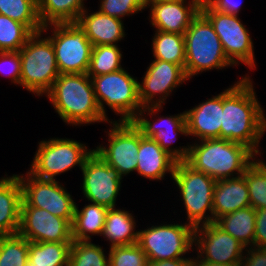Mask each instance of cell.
I'll list each match as a JSON object with an SVG mask.
<instances>
[{
	"instance_id": "obj_33",
	"label": "cell",
	"mask_w": 266,
	"mask_h": 266,
	"mask_svg": "<svg viewBox=\"0 0 266 266\" xmlns=\"http://www.w3.org/2000/svg\"><path fill=\"white\" fill-rule=\"evenodd\" d=\"M250 198V206L255 210L266 208V162L255 159L243 174Z\"/></svg>"
},
{
	"instance_id": "obj_21",
	"label": "cell",
	"mask_w": 266,
	"mask_h": 266,
	"mask_svg": "<svg viewBox=\"0 0 266 266\" xmlns=\"http://www.w3.org/2000/svg\"><path fill=\"white\" fill-rule=\"evenodd\" d=\"M77 23L85 31L92 46L118 45V41L124 40L126 35L121 19L103 14L100 11L88 13L85 8Z\"/></svg>"
},
{
	"instance_id": "obj_24",
	"label": "cell",
	"mask_w": 266,
	"mask_h": 266,
	"mask_svg": "<svg viewBox=\"0 0 266 266\" xmlns=\"http://www.w3.org/2000/svg\"><path fill=\"white\" fill-rule=\"evenodd\" d=\"M22 187L17 174L0 179V236L15 235L20 226Z\"/></svg>"
},
{
	"instance_id": "obj_36",
	"label": "cell",
	"mask_w": 266,
	"mask_h": 266,
	"mask_svg": "<svg viewBox=\"0 0 266 266\" xmlns=\"http://www.w3.org/2000/svg\"><path fill=\"white\" fill-rule=\"evenodd\" d=\"M29 241L18 233L0 236V266H26Z\"/></svg>"
},
{
	"instance_id": "obj_26",
	"label": "cell",
	"mask_w": 266,
	"mask_h": 266,
	"mask_svg": "<svg viewBox=\"0 0 266 266\" xmlns=\"http://www.w3.org/2000/svg\"><path fill=\"white\" fill-rule=\"evenodd\" d=\"M108 210L109 208L92 202L80 210L76 204L71 224L73 241H91L92 235L101 236Z\"/></svg>"
},
{
	"instance_id": "obj_9",
	"label": "cell",
	"mask_w": 266,
	"mask_h": 266,
	"mask_svg": "<svg viewBox=\"0 0 266 266\" xmlns=\"http://www.w3.org/2000/svg\"><path fill=\"white\" fill-rule=\"evenodd\" d=\"M49 29H52L53 35L48 37L55 51L59 73H87L93 46L85 31L77 22L48 24L42 31L45 33Z\"/></svg>"
},
{
	"instance_id": "obj_39",
	"label": "cell",
	"mask_w": 266,
	"mask_h": 266,
	"mask_svg": "<svg viewBox=\"0 0 266 266\" xmlns=\"http://www.w3.org/2000/svg\"><path fill=\"white\" fill-rule=\"evenodd\" d=\"M0 73L5 74V76L8 75L11 83L20 85L21 60L19 52H0Z\"/></svg>"
},
{
	"instance_id": "obj_12",
	"label": "cell",
	"mask_w": 266,
	"mask_h": 266,
	"mask_svg": "<svg viewBox=\"0 0 266 266\" xmlns=\"http://www.w3.org/2000/svg\"><path fill=\"white\" fill-rule=\"evenodd\" d=\"M26 175L18 174L22 187L21 206L47 210L54 216L64 218L72 224L76 203L66 188L57 180L38 178L29 171L26 172Z\"/></svg>"
},
{
	"instance_id": "obj_32",
	"label": "cell",
	"mask_w": 266,
	"mask_h": 266,
	"mask_svg": "<svg viewBox=\"0 0 266 266\" xmlns=\"http://www.w3.org/2000/svg\"><path fill=\"white\" fill-rule=\"evenodd\" d=\"M122 53L118 45L93 46L88 76L95 77L122 69Z\"/></svg>"
},
{
	"instance_id": "obj_43",
	"label": "cell",
	"mask_w": 266,
	"mask_h": 266,
	"mask_svg": "<svg viewBox=\"0 0 266 266\" xmlns=\"http://www.w3.org/2000/svg\"><path fill=\"white\" fill-rule=\"evenodd\" d=\"M146 266H193V257L169 259L162 261L148 260Z\"/></svg>"
},
{
	"instance_id": "obj_13",
	"label": "cell",
	"mask_w": 266,
	"mask_h": 266,
	"mask_svg": "<svg viewBox=\"0 0 266 266\" xmlns=\"http://www.w3.org/2000/svg\"><path fill=\"white\" fill-rule=\"evenodd\" d=\"M163 109V105H152L143 107L137 115L131 120L133 125L141 132L143 137L151 138L156 141L160 147L171 155L177 162L186 161L189 156L190 146L187 145L177 148L170 147L178 134L188 136L187 124L185 121V112L173 116H159L155 122L150 121L146 115H155ZM146 112V113H145ZM163 124V125H162Z\"/></svg>"
},
{
	"instance_id": "obj_1",
	"label": "cell",
	"mask_w": 266,
	"mask_h": 266,
	"mask_svg": "<svg viewBox=\"0 0 266 266\" xmlns=\"http://www.w3.org/2000/svg\"><path fill=\"white\" fill-rule=\"evenodd\" d=\"M256 98L252 79L244 75L223 91L220 139L241 143L261 156L259 143L266 132V115Z\"/></svg>"
},
{
	"instance_id": "obj_2",
	"label": "cell",
	"mask_w": 266,
	"mask_h": 266,
	"mask_svg": "<svg viewBox=\"0 0 266 266\" xmlns=\"http://www.w3.org/2000/svg\"><path fill=\"white\" fill-rule=\"evenodd\" d=\"M46 96L68 125L111 122L100 111L92 80L87 73L60 74Z\"/></svg>"
},
{
	"instance_id": "obj_3",
	"label": "cell",
	"mask_w": 266,
	"mask_h": 266,
	"mask_svg": "<svg viewBox=\"0 0 266 266\" xmlns=\"http://www.w3.org/2000/svg\"><path fill=\"white\" fill-rule=\"evenodd\" d=\"M200 141L189 145L186 162L215 180L243 175L247 167L258 158L250 148L241 143L220 138Z\"/></svg>"
},
{
	"instance_id": "obj_46",
	"label": "cell",
	"mask_w": 266,
	"mask_h": 266,
	"mask_svg": "<svg viewBox=\"0 0 266 266\" xmlns=\"http://www.w3.org/2000/svg\"><path fill=\"white\" fill-rule=\"evenodd\" d=\"M26 266H31V261L28 259Z\"/></svg>"
},
{
	"instance_id": "obj_23",
	"label": "cell",
	"mask_w": 266,
	"mask_h": 266,
	"mask_svg": "<svg viewBox=\"0 0 266 266\" xmlns=\"http://www.w3.org/2000/svg\"><path fill=\"white\" fill-rule=\"evenodd\" d=\"M245 207H250V198L243 175L217 180L213 195V222Z\"/></svg>"
},
{
	"instance_id": "obj_29",
	"label": "cell",
	"mask_w": 266,
	"mask_h": 266,
	"mask_svg": "<svg viewBox=\"0 0 266 266\" xmlns=\"http://www.w3.org/2000/svg\"><path fill=\"white\" fill-rule=\"evenodd\" d=\"M71 243L29 241L31 266H68Z\"/></svg>"
},
{
	"instance_id": "obj_17",
	"label": "cell",
	"mask_w": 266,
	"mask_h": 266,
	"mask_svg": "<svg viewBox=\"0 0 266 266\" xmlns=\"http://www.w3.org/2000/svg\"><path fill=\"white\" fill-rule=\"evenodd\" d=\"M142 80L138 82V96L142 107H146L165 104L171 92L189 79L182 66L154 59Z\"/></svg>"
},
{
	"instance_id": "obj_35",
	"label": "cell",
	"mask_w": 266,
	"mask_h": 266,
	"mask_svg": "<svg viewBox=\"0 0 266 266\" xmlns=\"http://www.w3.org/2000/svg\"><path fill=\"white\" fill-rule=\"evenodd\" d=\"M68 266H109V257L91 241H72Z\"/></svg>"
},
{
	"instance_id": "obj_6",
	"label": "cell",
	"mask_w": 266,
	"mask_h": 266,
	"mask_svg": "<svg viewBox=\"0 0 266 266\" xmlns=\"http://www.w3.org/2000/svg\"><path fill=\"white\" fill-rule=\"evenodd\" d=\"M172 178L182 196L186 223L194 228L213 223V195L217 180L195 170L186 161L176 163Z\"/></svg>"
},
{
	"instance_id": "obj_22",
	"label": "cell",
	"mask_w": 266,
	"mask_h": 266,
	"mask_svg": "<svg viewBox=\"0 0 266 266\" xmlns=\"http://www.w3.org/2000/svg\"><path fill=\"white\" fill-rule=\"evenodd\" d=\"M138 175L153 180H163L167 173L173 176L177 161L165 152L151 138L143 137L139 131V151L137 155Z\"/></svg>"
},
{
	"instance_id": "obj_5",
	"label": "cell",
	"mask_w": 266,
	"mask_h": 266,
	"mask_svg": "<svg viewBox=\"0 0 266 266\" xmlns=\"http://www.w3.org/2000/svg\"><path fill=\"white\" fill-rule=\"evenodd\" d=\"M44 32L33 33L18 51L21 60L20 86L35 96L45 95L60 75L55 51Z\"/></svg>"
},
{
	"instance_id": "obj_25",
	"label": "cell",
	"mask_w": 266,
	"mask_h": 266,
	"mask_svg": "<svg viewBox=\"0 0 266 266\" xmlns=\"http://www.w3.org/2000/svg\"><path fill=\"white\" fill-rule=\"evenodd\" d=\"M135 216L129 211L110 208L106 215L101 236L109 241L110 248L114 246L133 245L138 242L139 232H135Z\"/></svg>"
},
{
	"instance_id": "obj_31",
	"label": "cell",
	"mask_w": 266,
	"mask_h": 266,
	"mask_svg": "<svg viewBox=\"0 0 266 266\" xmlns=\"http://www.w3.org/2000/svg\"><path fill=\"white\" fill-rule=\"evenodd\" d=\"M0 14L26 25L33 33L43 29L37 0H0Z\"/></svg>"
},
{
	"instance_id": "obj_27",
	"label": "cell",
	"mask_w": 266,
	"mask_h": 266,
	"mask_svg": "<svg viewBox=\"0 0 266 266\" xmlns=\"http://www.w3.org/2000/svg\"><path fill=\"white\" fill-rule=\"evenodd\" d=\"M255 219L256 210L250 206L226 214L214 223L248 248L254 247Z\"/></svg>"
},
{
	"instance_id": "obj_20",
	"label": "cell",
	"mask_w": 266,
	"mask_h": 266,
	"mask_svg": "<svg viewBox=\"0 0 266 266\" xmlns=\"http://www.w3.org/2000/svg\"><path fill=\"white\" fill-rule=\"evenodd\" d=\"M223 112V91L185 111L189 136L199 140L220 138Z\"/></svg>"
},
{
	"instance_id": "obj_30",
	"label": "cell",
	"mask_w": 266,
	"mask_h": 266,
	"mask_svg": "<svg viewBox=\"0 0 266 266\" xmlns=\"http://www.w3.org/2000/svg\"><path fill=\"white\" fill-rule=\"evenodd\" d=\"M152 49L154 59L174 63L185 68L184 34L155 30Z\"/></svg>"
},
{
	"instance_id": "obj_14",
	"label": "cell",
	"mask_w": 266,
	"mask_h": 266,
	"mask_svg": "<svg viewBox=\"0 0 266 266\" xmlns=\"http://www.w3.org/2000/svg\"><path fill=\"white\" fill-rule=\"evenodd\" d=\"M108 145L97 146L94 150L109 166L124 177L136 171L139 151V130L131 121L110 122Z\"/></svg>"
},
{
	"instance_id": "obj_37",
	"label": "cell",
	"mask_w": 266,
	"mask_h": 266,
	"mask_svg": "<svg viewBox=\"0 0 266 266\" xmlns=\"http://www.w3.org/2000/svg\"><path fill=\"white\" fill-rule=\"evenodd\" d=\"M109 266H146L147 255L136 243L127 246H114L109 249Z\"/></svg>"
},
{
	"instance_id": "obj_41",
	"label": "cell",
	"mask_w": 266,
	"mask_h": 266,
	"mask_svg": "<svg viewBox=\"0 0 266 266\" xmlns=\"http://www.w3.org/2000/svg\"><path fill=\"white\" fill-rule=\"evenodd\" d=\"M245 252L247 257L243 255L242 266H266V248L248 247Z\"/></svg>"
},
{
	"instance_id": "obj_19",
	"label": "cell",
	"mask_w": 266,
	"mask_h": 266,
	"mask_svg": "<svg viewBox=\"0 0 266 266\" xmlns=\"http://www.w3.org/2000/svg\"><path fill=\"white\" fill-rule=\"evenodd\" d=\"M203 0L170 1L145 4L150 8V23L158 31L184 34L199 14Z\"/></svg>"
},
{
	"instance_id": "obj_45",
	"label": "cell",
	"mask_w": 266,
	"mask_h": 266,
	"mask_svg": "<svg viewBox=\"0 0 266 266\" xmlns=\"http://www.w3.org/2000/svg\"><path fill=\"white\" fill-rule=\"evenodd\" d=\"M170 1H187V0H144V4L159 3V2H170Z\"/></svg>"
},
{
	"instance_id": "obj_11",
	"label": "cell",
	"mask_w": 266,
	"mask_h": 266,
	"mask_svg": "<svg viewBox=\"0 0 266 266\" xmlns=\"http://www.w3.org/2000/svg\"><path fill=\"white\" fill-rule=\"evenodd\" d=\"M195 228L184 224H161L139 230L137 244L150 261L186 258L193 250Z\"/></svg>"
},
{
	"instance_id": "obj_4",
	"label": "cell",
	"mask_w": 266,
	"mask_h": 266,
	"mask_svg": "<svg viewBox=\"0 0 266 266\" xmlns=\"http://www.w3.org/2000/svg\"><path fill=\"white\" fill-rule=\"evenodd\" d=\"M184 38V70L188 79L203 71L235 67L226 57L212 24L201 12L192 20Z\"/></svg>"
},
{
	"instance_id": "obj_10",
	"label": "cell",
	"mask_w": 266,
	"mask_h": 266,
	"mask_svg": "<svg viewBox=\"0 0 266 266\" xmlns=\"http://www.w3.org/2000/svg\"><path fill=\"white\" fill-rule=\"evenodd\" d=\"M200 12L212 24L228 60L234 66L242 62L250 69H255L253 41L238 15L217 11L205 0L202 1Z\"/></svg>"
},
{
	"instance_id": "obj_34",
	"label": "cell",
	"mask_w": 266,
	"mask_h": 266,
	"mask_svg": "<svg viewBox=\"0 0 266 266\" xmlns=\"http://www.w3.org/2000/svg\"><path fill=\"white\" fill-rule=\"evenodd\" d=\"M32 34L26 25L0 14V52H18Z\"/></svg>"
},
{
	"instance_id": "obj_38",
	"label": "cell",
	"mask_w": 266,
	"mask_h": 266,
	"mask_svg": "<svg viewBox=\"0 0 266 266\" xmlns=\"http://www.w3.org/2000/svg\"><path fill=\"white\" fill-rule=\"evenodd\" d=\"M144 9H146L144 0H101L98 11L123 19L125 16H132Z\"/></svg>"
},
{
	"instance_id": "obj_44",
	"label": "cell",
	"mask_w": 266,
	"mask_h": 266,
	"mask_svg": "<svg viewBox=\"0 0 266 266\" xmlns=\"http://www.w3.org/2000/svg\"><path fill=\"white\" fill-rule=\"evenodd\" d=\"M193 266H242L241 263H230V264H220V263H208L201 261L198 257L193 258Z\"/></svg>"
},
{
	"instance_id": "obj_42",
	"label": "cell",
	"mask_w": 266,
	"mask_h": 266,
	"mask_svg": "<svg viewBox=\"0 0 266 266\" xmlns=\"http://www.w3.org/2000/svg\"><path fill=\"white\" fill-rule=\"evenodd\" d=\"M213 9L228 13L238 15L240 9L241 1L237 0H205Z\"/></svg>"
},
{
	"instance_id": "obj_7",
	"label": "cell",
	"mask_w": 266,
	"mask_h": 266,
	"mask_svg": "<svg viewBox=\"0 0 266 266\" xmlns=\"http://www.w3.org/2000/svg\"><path fill=\"white\" fill-rule=\"evenodd\" d=\"M95 97L101 113L108 118L105 105L121 116L117 121H131L143 108L138 96L137 78L125 68L91 77Z\"/></svg>"
},
{
	"instance_id": "obj_15",
	"label": "cell",
	"mask_w": 266,
	"mask_h": 266,
	"mask_svg": "<svg viewBox=\"0 0 266 266\" xmlns=\"http://www.w3.org/2000/svg\"><path fill=\"white\" fill-rule=\"evenodd\" d=\"M82 193L88 201L115 208L116 198L119 195L122 176L109 166L94 151L86 159L83 168Z\"/></svg>"
},
{
	"instance_id": "obj_40",
	"label": "cell",
	"mask_w": 266,
	"mask_h": 266,
	"mask_svg": "<svg viewBox=\"0 0 266 266\" xmlns=\"http://www.w3.org/2000/svg\"><path fill=\"white\" fill-rule=\"evenodd\" d=\"M254 247L266 248V208L256 210Z\"/></svg>"
},
{
	"instance_id": "obj_8",
	"label": "cell",
	"mask_w": 266,
	"mask_h": 266,
	"mask_svg": "<svg viewBox=\"0 0 266 266\" xmlns=\"http://www.w3.org/2000/svg\"><path fill=\"white\" fill-rule=\"evenodd\" d=\"M29 172L42 179L56 180V176L78 165L83 168L94 150L73 139L50 138L38 143Z\"/></svg>"
},
{
	"instance_id": "obj_28",
	"label": "cell",
	"mask_w": 266,
	"mask_h": 266,
	"mask_svg": "<svg viewBox=\"0 0 266 266\" xmlns=\"http://www.w3.org/2000/svg\"><path fill=\"white\" fill-rule=\"evenodd\" d=\"M85 0H37V10L43 26L53 23L77 22L86 8Z\"/></svg>"
},
{
	"instance_id": "obj_18",
	"label": "cell",
	"mask_w": 266,
	"mask_h": 266,
	"mask_svg": "<svg viewBox=\"0 0 266 266\" xmlns=\"http://www.w3.org/2000/svg\"><path fill=\"white\" fill-rule=\"evenodd\" d=\"M18 234L31 242H72L71 223L32 206H21Z\"/></svg>"
},
{
	"instance_id": "obj_16",
	"label": "cell",
	"mask_w": 266,
	"mask_h": 266,
	"mask_svg": "<svg viewBox=\"0 0 266 266\" xmlns=\"http://www.w3.org/2000/svg\"><path fill=\"white\" fill-rule=\"evenodd\" d=\"M197 257L208 263H241L246 247L224 232L214 222L200 225L194 231Z\"/></svg>"
}]
</instances>
